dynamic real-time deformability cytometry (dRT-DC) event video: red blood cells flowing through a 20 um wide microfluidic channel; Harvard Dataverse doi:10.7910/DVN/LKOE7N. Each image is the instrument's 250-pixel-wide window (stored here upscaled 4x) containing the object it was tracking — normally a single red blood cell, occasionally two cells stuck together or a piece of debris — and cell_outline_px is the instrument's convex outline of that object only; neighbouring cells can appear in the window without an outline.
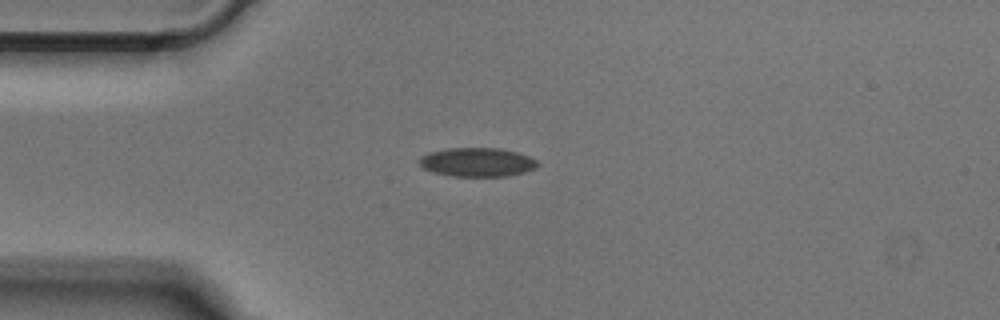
{"species": "Egyptian fruit bat (a non-hibernating species)", "species_latin": "Rousettus aegyptiacus", "temperature_condition": "cold", "stored_images_in_passage": 39, "camera_frame_rate_fps": 3000, "um_per_image_px": 0.085, "animal": {"sex": "male"}, "frame": {"image": 1, "passage_image": 1, "time_ms": 0.0, "image_size_px": [1000, 320], "cell_outline_px": [[540, 164], [536, 168], [524, 172], [508, 176], [452, 176], [432, 172], [424, 168], [416, 160], [420, 156], [428, 152], [448, 148], [500, 148], [516, 152], [528, 156], [536, 160]], "centroid_in_image_um": [40.53, 13.78], "position_along_channel_um": 44.5, "area_um2": 20.06}}
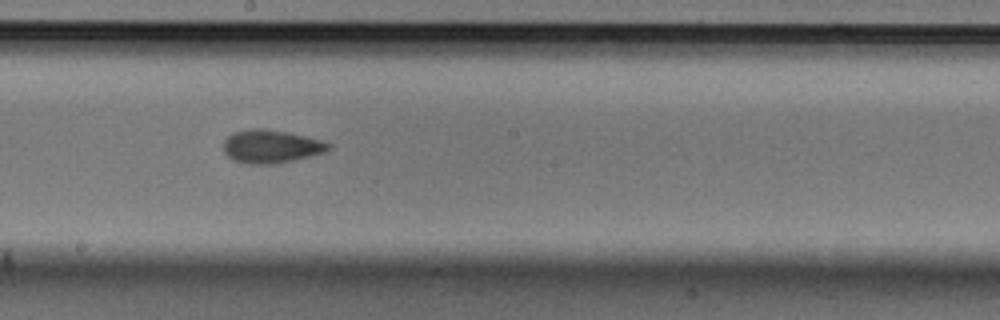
{"frame": {"image": 2, "passage_image": 16, "time_ms": 5.0, "image_size_px": [1000, 320], "cell_outline_px": [[332, 148], [324, 152], [296, 160], [272, 164], [248, 164], [232, 160], [224, 152], [224, 140], [232, 132], [252, 128], [264, 128], [288, 132], [320, 140], [332, 144]], "centroid_in_image_um": [23.03, 12.45], "position_along_channel_um": 225.2, "area_um2": 20.46}}
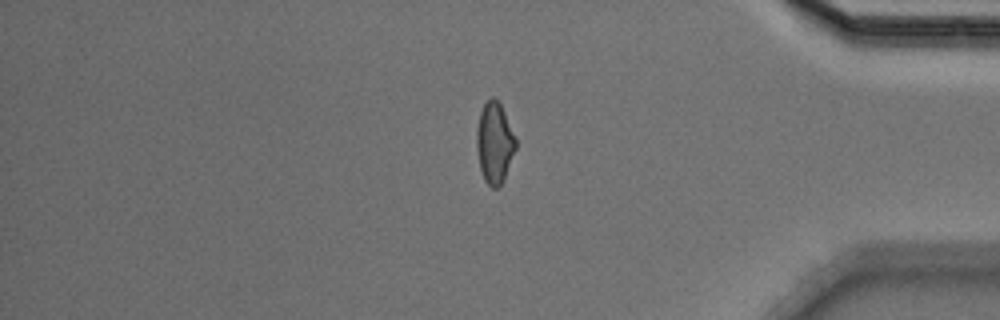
{"frame": {"image": 3, "passage_image": 31, "time_ms": 10.0, "image_size_px": [1000, 320], "cell_outline_px": [[516, 148], [504, 176], [500, 184], [496, 188], [492, 188], [484, 180], [480, 168], [476, 148], [476, 128], [480, 112], [484, 104], [492, 96], [500, 104], [516, 136]], "centroid_in_image_um": [42.02, 12.12], "position_along_channel_um": 393.2, "area_um2": 18.26}}